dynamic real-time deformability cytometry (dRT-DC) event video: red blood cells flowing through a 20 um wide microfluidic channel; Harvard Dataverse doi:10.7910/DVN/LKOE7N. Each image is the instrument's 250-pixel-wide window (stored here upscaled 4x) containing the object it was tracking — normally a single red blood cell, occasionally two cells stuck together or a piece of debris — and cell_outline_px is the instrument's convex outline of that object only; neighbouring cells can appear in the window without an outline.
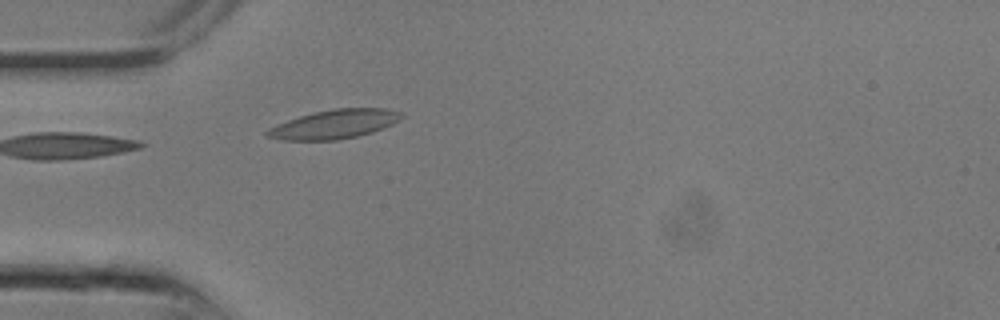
{"species": "common noctule bat (a hibernating species)", "species_latin": "Nyctalus noctula", "temperature_condition": "room temperature", "stored_images_in_passage": 14, "camera_frame_rate_fps": 3000, "um_per_image_px": 0.085, "animal": {"sex": "male", "body_mass_g": 13.3}, "frame": {"image": 1, "passage_image": 7, "time_ms": 2.0, "image_size_px": [1000, 320], "cell_outline_px": [[404, 116], [392, 124], [372, 132], [356, 136], [336, 140], [280, 140], [264, 136], [264, 132], [268, 128], [288, 120], [312, 112], [332, 108], [388, 108], [400, 112]], "centroid_in_image_um": [28.39, 10.55], "position_along_channel_um": 56.6, "area_um2": 22.72}}
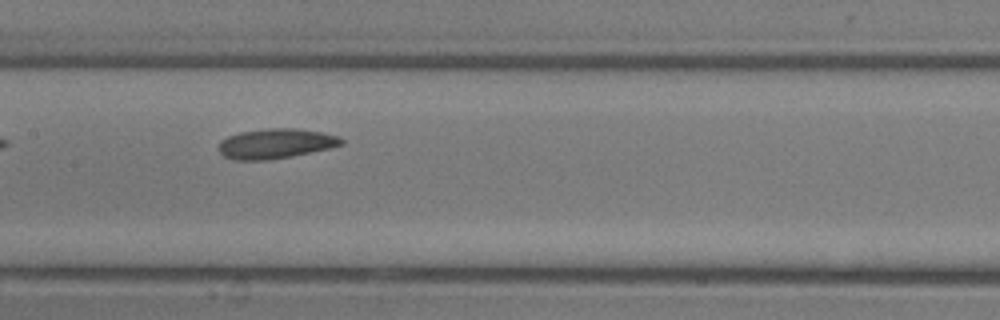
{"frame": {"image": 2, "passage_image": 12, "time_ms": 3.667, "image_size_px": [1000, 320], "cell_outline_px": [[344, 144], [332, 148], [292, 156], [268, 160], [232, 160], [224, 156], [216, 148], [220, 140], [228, 136], [240, 132], [268, 128], [296, 128], [320, 132], [340, 136], [344, 140]], "centroid_in_image_um": [23.43, 12.21], "position_along_channel_um": 184.0, "area_um2": 21.68}}